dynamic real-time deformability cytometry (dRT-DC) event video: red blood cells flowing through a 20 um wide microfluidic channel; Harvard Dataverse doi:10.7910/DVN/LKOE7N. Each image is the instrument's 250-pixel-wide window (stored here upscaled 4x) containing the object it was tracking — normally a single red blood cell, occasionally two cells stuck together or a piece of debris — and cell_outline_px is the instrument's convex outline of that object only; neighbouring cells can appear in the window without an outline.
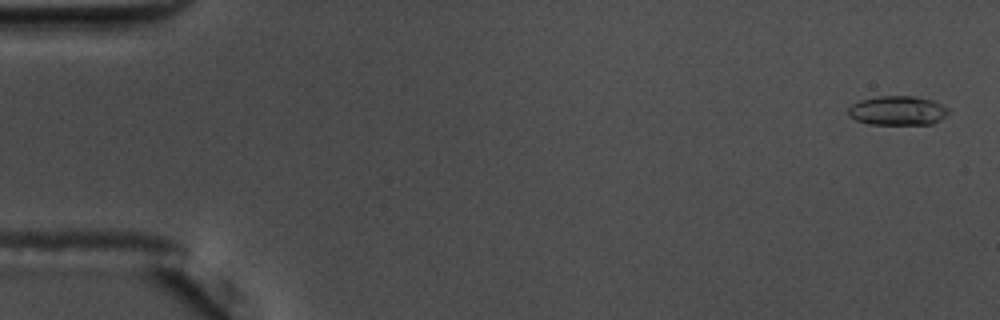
{"species": "common noctule bat (a hibernating species)", "species_latin": "Nyctalus noctula", "temperature_condition": "warm", "stored_images_in_passage": 13, "camera_frame_rate_fps": 3000, "um_per_image_px": 0.085, "animal": {"sex": "male", "body_mass_g": 17.5, "forearm_length_mm": 52.3}, "frame": {"image": 1, "passage_image": 2, "time_ms": 0.333, "image_size_px": [1000, 320], "cell_outline_px": [[948, 112], [940, 120], [932, 124], [872, 124], [856, 120], [848, 116], [848, 108], [852, 104], [860, 100], [880, 96], [916, 96], [932, 100], [948, 108]], "centroid_in_image_um": [76.28, 9.4], "position_along_channel_um": 8.7, "area_um2": 16.99}}